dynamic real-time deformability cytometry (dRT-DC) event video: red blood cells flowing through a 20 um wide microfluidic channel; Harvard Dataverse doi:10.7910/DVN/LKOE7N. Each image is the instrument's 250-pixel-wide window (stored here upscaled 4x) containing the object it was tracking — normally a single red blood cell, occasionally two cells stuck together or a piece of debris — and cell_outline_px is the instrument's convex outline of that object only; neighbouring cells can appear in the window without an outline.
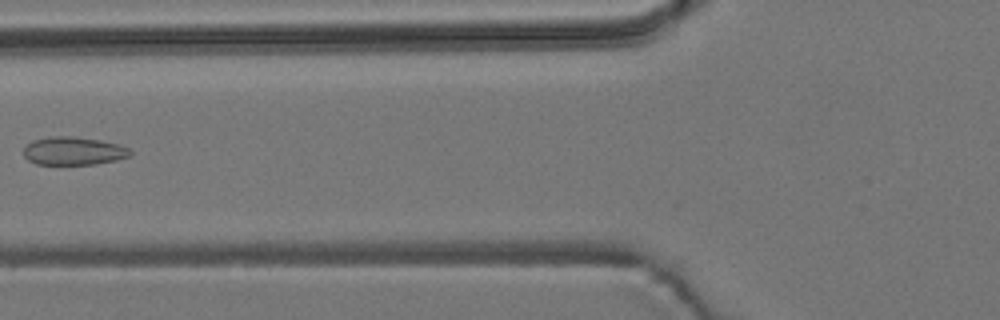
{"species": "common noctule bat (a hibernating species)", "species_latin": "Nyctalus noctula", "temperature_condition": "room temperature", "stored_images_in_passage": 3, "camera_frame_rate_fps": 3000, "um_per_image_px": 0.085, "animal": {"sex": "male", "body_mass_g": 19.2, "forearm_length_mm": 51.8}, "frame": {"image": 1, "passage_image": 2, "time_ms": 0.333, "image_size_px": [1000, 320], "cell_outline_px": [[132, 152], [128, 156], [116, 160], [92, 164], [36, 164], [28, 160], [24, 156], [24, 148], [32, 140], [52, 136], [72, 136], [100, 140], [120, 144], [128, 148]], "centroid_in_image_um": [6.23, 12.82], "position_along_channel_um": 119.6, "area_um2": 17.4}}
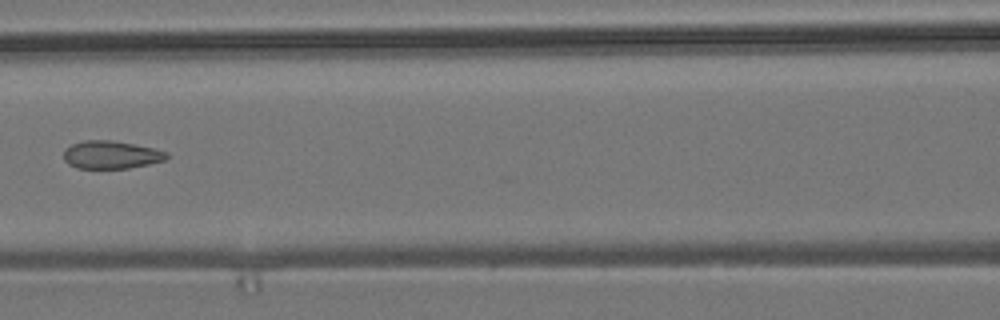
{"frame": {"image": 2, "passage_image": 3, "time_ms": 0.667, "image_size_px": [1000, 320], "cell_outline_px": [[168, 156], [164, 160], [148, 164], [128, 168], [76, 168], [68, 164], [64, 160], [64, 152], [72, 144], [84, 140], [112, 140], [152, 148], [168, 152]], "centroid_in_image_um": [9.43, 13.16], "position_along_channel_um": 157.2, "area_um2": 16.53}}